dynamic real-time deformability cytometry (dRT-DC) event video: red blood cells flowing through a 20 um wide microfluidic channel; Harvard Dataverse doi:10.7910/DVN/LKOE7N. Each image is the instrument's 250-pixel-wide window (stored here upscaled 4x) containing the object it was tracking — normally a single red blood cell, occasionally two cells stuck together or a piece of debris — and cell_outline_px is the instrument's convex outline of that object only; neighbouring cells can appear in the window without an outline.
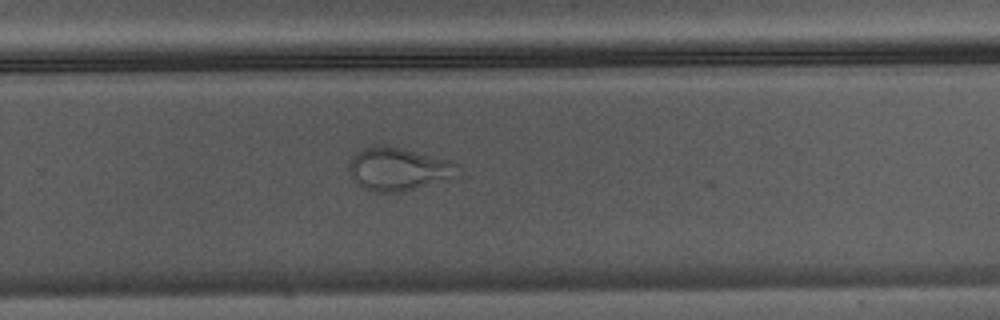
{"species": "Egyptian fruit bat (a non-hibernating species)", "species_latin": "Rousettus aegyptiacus", "temperature_condition": "warm", "stored_images_in_passage": 27, "camera_frame_rate_fps": 3000, "um_per_image_px": 0.085, "animal": {"sex": "male"}, "frame": {"image": 1, "passage_image": 16, "time_ms": 5.0, "image_size_px": [1000, 320], "cell_outline_px": [[456, 176], [416, 188], [400, 192], [376, 192], [360, 184], [352, 176], [348, 168], [348, 164], [352, 156], [356, 152], [364, 148], [376, 144], [384, 144], [448, 160], [456, 164]], "centroid_in_image_um": [33.8, 14.34], "position_along_channel_um": 296.0, "area_um2": 26.59}}